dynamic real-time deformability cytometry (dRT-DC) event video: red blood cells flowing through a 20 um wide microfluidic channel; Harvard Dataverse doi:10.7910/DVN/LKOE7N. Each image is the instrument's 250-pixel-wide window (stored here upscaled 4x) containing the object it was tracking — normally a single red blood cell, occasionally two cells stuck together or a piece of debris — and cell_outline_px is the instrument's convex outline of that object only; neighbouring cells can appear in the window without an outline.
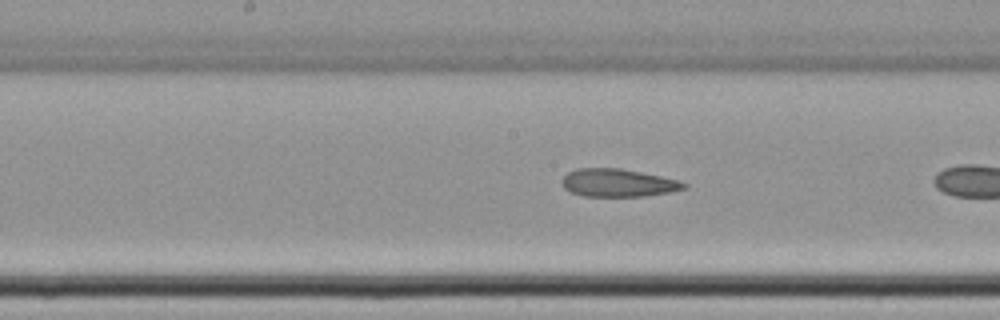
{"species": "common noctule bat (a hibernating species)", "species_latin": "Nyctalus noctula", "temperature_condition": "cold", "stored_images_in_passage": 20, "camera_frame_rate_fps": 3000, "um_per_image_px": 0.085, "animal": {"sex": "female", "body_mass_g": 22.7, "forearm_length_mm": 54.2}, "frame": {"image": 1, "passage_image": 12, "time_ms": 3.667, "image_size_px": [1000, 320], "cell_outline_px": [[688, 188], [672, 192], [644, 196], [584, 196], [572, 192], [564, 188], [564, 176], [568, 172], [576, 168], [620, 168], [680, 180], [688, 184]], "centroid_in_image_um": [52.6, 15.54], "position_along_channel_um": 195.6, "area_um2": 19.77}}